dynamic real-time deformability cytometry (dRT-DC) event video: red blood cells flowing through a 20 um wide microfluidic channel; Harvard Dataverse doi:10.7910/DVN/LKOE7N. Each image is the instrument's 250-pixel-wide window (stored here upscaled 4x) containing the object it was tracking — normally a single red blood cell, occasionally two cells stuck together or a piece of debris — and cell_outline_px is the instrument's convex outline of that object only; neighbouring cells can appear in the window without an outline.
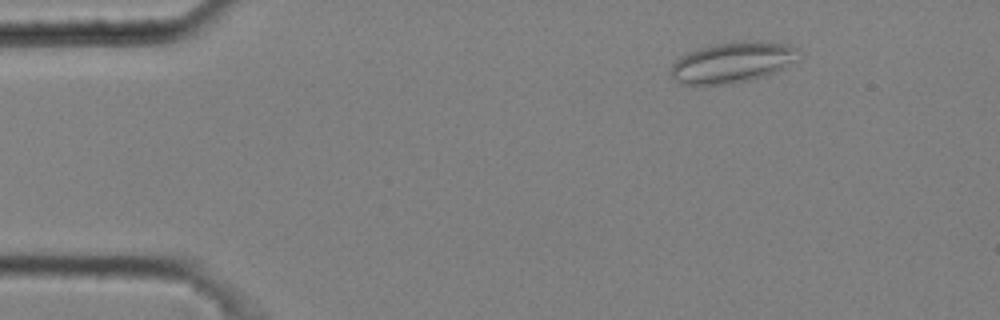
{"species": "common noctule bat (a hibernating species)", "species_latin": "Nyctalus noctula", "temperature_condition": "cold", "stored_images_in_passage": 9, "camera_frame_rate_fps": 3000, "um_per_image_px": 0.085, "animal": {"sex": "male", "body_mass_g": 20.4}, "frame": {"image": 1, "passage_image": 2, "time_ms": 0.333, "image_size_px": [1000, 320], "cell_outline_px": [[800, 60], [776, 72], [764, 76], [732, 84], [680, 84], [672, 76], [672, 64], [680, 56], [696, 48], [732, 40], [756, 40], [788, 44], [800, 48]], "centroid_in_image_um": [62.34, 5.27], "position_along_channel_um": 22.7, "area_um2": 30.98}}
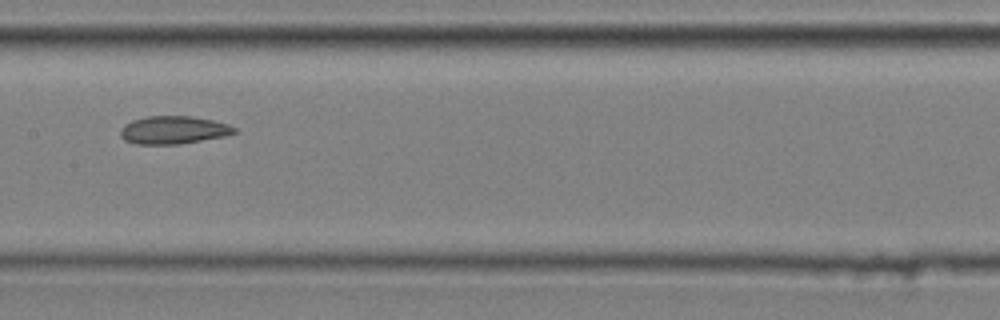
{"frame": {"image": 2, "passage_image": 7, "time_ms": 2.0, "image_size_px": [1000, 320], "cell_outline_px": [[236, 132], [224, 136], [180, 144], [136, 144], [124, 140], [120, 136], [120, 128], [124, 124], [132, 120], [148, 116], [192, 116], [212, 120], [228, 124], [236, 128]], "centroid_in_image_um": [14.71, 11.05], "position_along_channel_um": 192.7, "area_um2": 18.55}}
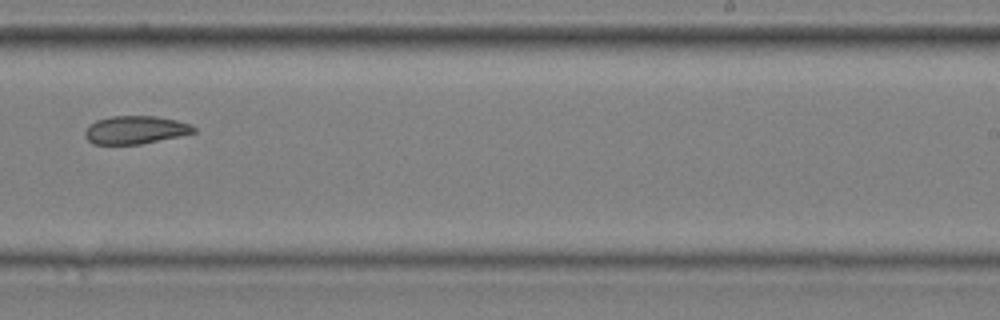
{"frame": {"image": 3, "passage_image": 9, "time_ms": 2.667, "image_size_px": [1000, 320], "cell_outline_px": [[196, 132], [180, 136], [140, 144], [92, 144], [84, 136], [84, 132], [96, 120], [112, 116], [156, 116], [176, 120], [192, 124], [196, 128]], "centroid_in_image_um": [11.53, 11.04], "position_along_channel_um": 277.5, "area_um2": 17.74}}